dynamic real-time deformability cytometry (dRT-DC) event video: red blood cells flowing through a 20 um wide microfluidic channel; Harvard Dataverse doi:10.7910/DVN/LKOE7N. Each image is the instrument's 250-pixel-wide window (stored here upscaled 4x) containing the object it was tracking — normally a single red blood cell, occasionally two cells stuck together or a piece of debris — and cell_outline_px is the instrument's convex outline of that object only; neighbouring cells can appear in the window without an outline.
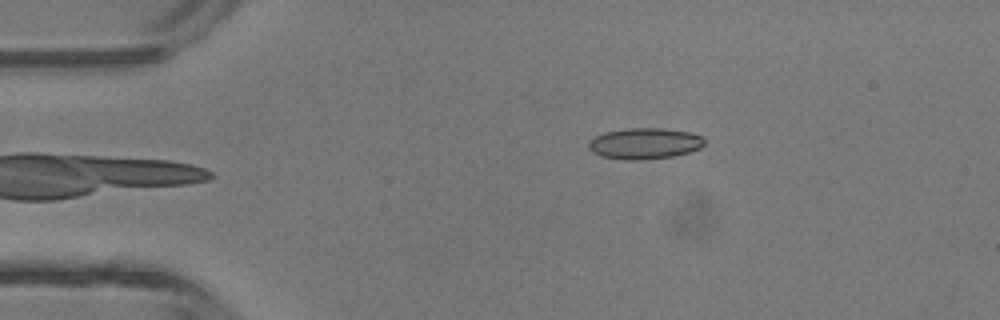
{"species": "common noctule bat (a hibernating species)", "species_latin": "Nyctalus noctula", "temperature_condition": "room temperature", "stored_images_in_passage": 5, "camera_frame_rate_fps": 3000, "um_per_image_px": 0.085, "animal": {"sex": "male", "body_mass_g": 13.3}, "frame": {"image": 1, "passage_image": 5, "time_ms": 4.667, "image_size_px": [1000, 320], "cell_outline_px": [[704, 144], [700, 148], [688, 152], [672, 156], [640, 160], [624, 160], [600, 156], [592, 152], [588, 148], [588, 144], [596, 136], [604, 132], [628, 128], [664, 128], [688, 132], [704, 136]], "centroid_in_image_um": [54.79, 12.19], "position_along_channel_um": 30.2, "area_um2": 20.98}}